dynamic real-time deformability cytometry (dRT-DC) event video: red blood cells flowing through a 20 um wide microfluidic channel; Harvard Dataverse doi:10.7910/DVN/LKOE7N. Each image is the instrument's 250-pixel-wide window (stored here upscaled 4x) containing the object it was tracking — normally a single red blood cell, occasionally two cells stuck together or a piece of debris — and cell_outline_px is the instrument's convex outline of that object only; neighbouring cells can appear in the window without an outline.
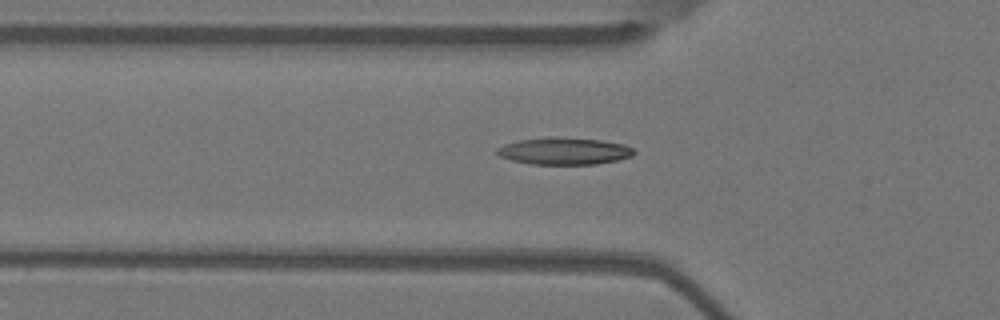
{"species": "Egyptian fruit bat (a non-hibernating species)", "species_latin": "Rousettus aegyptiacus", "temperature_condition": "warm", "stored_images_in_passage": 43, "camera_frame_rate_fps": 3000, "um_per_image_px": 0.085, "animal": {"sex": "female"}, "frame": {"image": 1, "passage_image": 11, "time_ms": 3.333, "image_size_px": [1000, 320], "cell_outline_px": [[636, 152], [632, 156], [616, 160], [596, 164], [532, 164], [512, 160], [500, 156], [496, 152], [496, 148], [504, 144], [520, 140], [548, 136], [556, 136], [600, 140], [624, 144], [632, 148]], "centroid_in_image_um": [47.94, 12.83], "position_along_channel_um": 77.9, "area_um2": 21.62}}
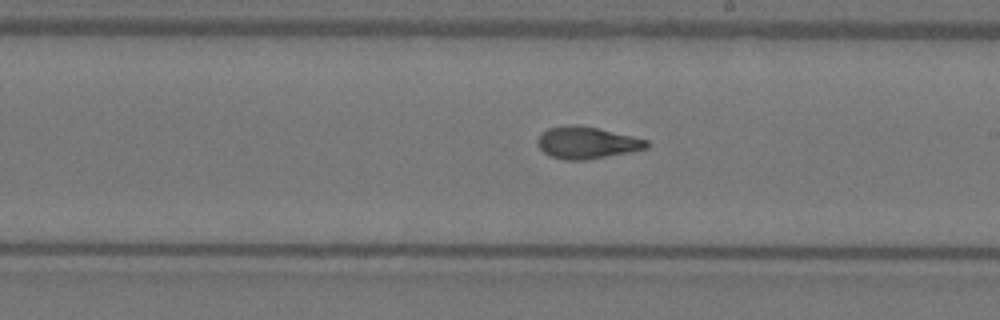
{"frame": {"image": 2, "passage_image": 24, "time_ms": 7.667, "image_size_px": [1000, 320], "cell_outline_px": [[648, 148], [628, 152], [584, 160], [564, 160], [552, 156], [544, 152], [536, 144], [536, 140], [540, 132], [548, 128], [572, 124], [576, 124], [596, 128], [632, 136], [648, 140]], "centroid_in_image_um": [49.82, 12.12], "position_along_channel_um": 239.2, "area_um2": 20.17}}
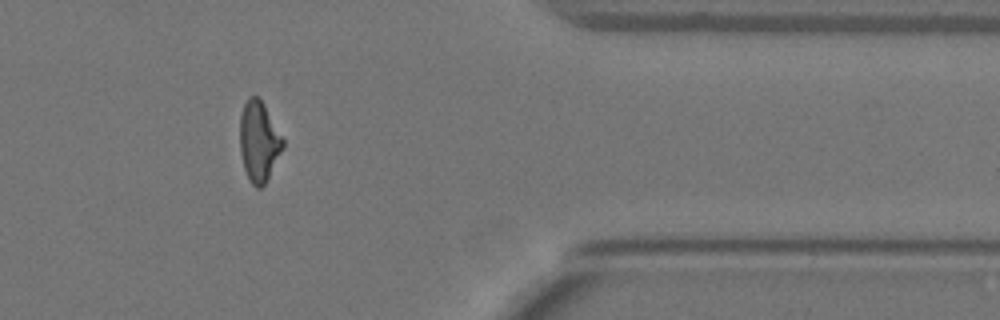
{"frame": {"image": 3, "passage_image": 38, "time_ms": 12.333, "image_size_px": [1000, 320], "cell_outline_px": [[284, 148], [264, 184], [260, 188], [256, 188], [248, 180], [244, 168], [240, 152], [240, 116], [244, 104], [248, 96], [256, 96], [264, 104], [284, 140]], "centroid_in_image_um": [22.0, 12.03], "position_along_channel_um": 389.4, "area_um2": 20.06}, "authors_computed_cell_mechanics": {"area_um2": 20.1144, "velocity_mm_per_s": 3.6903, "shape_relaxation_time_tau1_ms": 10.0744, "shape_relaxation_time_tau2_ms": 1.7633, "deformation_change_tau1": 0.2755, "deformation_change_tau2": 0.0829}}